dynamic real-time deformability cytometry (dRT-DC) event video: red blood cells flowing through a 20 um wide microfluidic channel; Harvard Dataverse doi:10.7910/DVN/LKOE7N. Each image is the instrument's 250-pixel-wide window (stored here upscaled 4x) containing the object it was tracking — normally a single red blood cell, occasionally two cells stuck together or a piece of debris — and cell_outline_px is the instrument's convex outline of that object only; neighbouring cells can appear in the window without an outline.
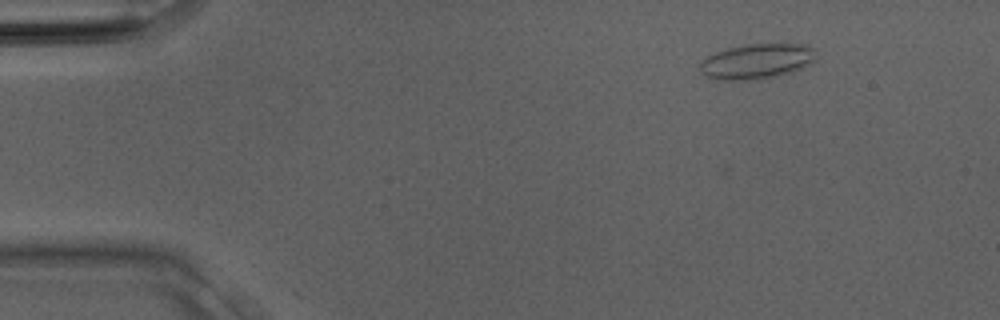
{"species": "Egyptian fruit bat (a non-hibernating species)", "species_latin": "Rousettus aegyptiacus", "temperature_condition": "room temperature", "stored_images_in_passage": 31, "camera_frame_rate_fps": 3000, "um_per_image_px": 0.085, "animal": {"sex": "male"}, "frame": {"image": 1, "passage_image": 2, "time_ms": 0.333, "image_size_px": [1000, 320], "cell_outline_px": [[816, 60], [812, 64], [776, 76], [760, 80], [716, 80], [700, 72], [700, 64], [708, 56], [716, 52], [728, 48], [748, 44], [804, 44], [816, 48]], "centroid_in_image_um": [64.37, 5.21], "position_along_channel_um": 20.6, "area_um2": 23.87}}
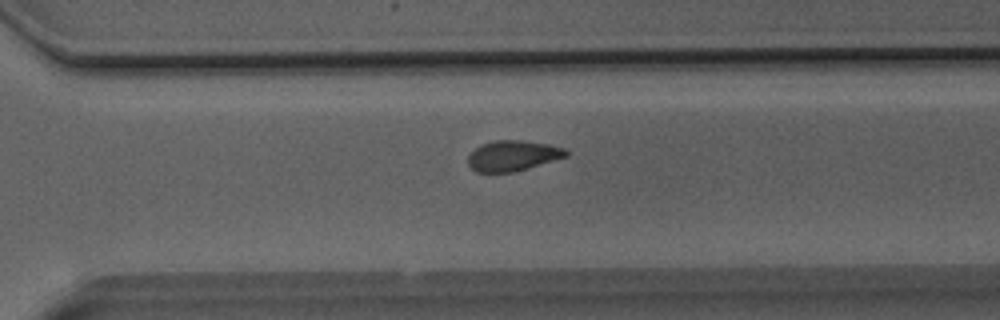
{"frame": {"image": 2, "passage_image": 21, "time_ms": 6.667, "image_size_px": [1000, 320], "cell_outline_px": [[568, 156], [512, 172], [476, 172], [468, 164], [468, 156], [480, 144], [496, 140], [520, 140], [548, 144], [564, 148], [568, 152]], "centroid_in_image_um": [43.57, 13.22], "position_along_channel_um": 327.0, "area_um2": 17.17}}
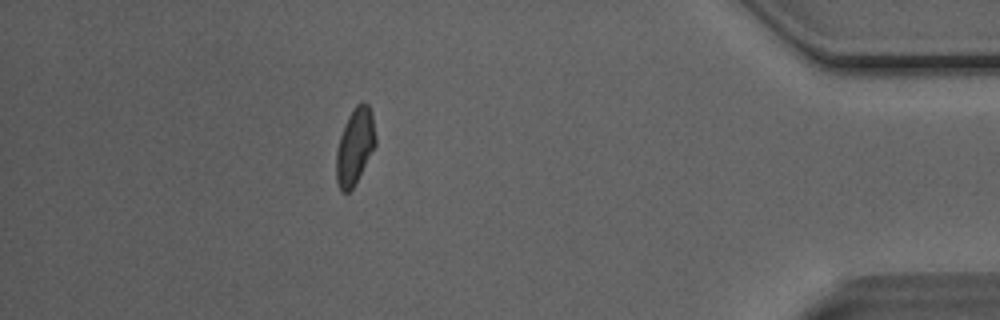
{"frame": {"image": 3, "passage_image": 27, "time_ms": 8.667, "image_size_px": [1000, 320], "cell_outline_px": [[376, 144], [352, 188], [348, 192], [340, 192], [336, 180], [336, 152], [340, 136], [344, 124], [348, 116], [356, 104], [360, 100], [368, 104], [372, 116], [376, 136]], "centroid_in_image_um": [30.15, 12.41], "position_along_channel_um": 405.1, "area_um2": 17.34}}